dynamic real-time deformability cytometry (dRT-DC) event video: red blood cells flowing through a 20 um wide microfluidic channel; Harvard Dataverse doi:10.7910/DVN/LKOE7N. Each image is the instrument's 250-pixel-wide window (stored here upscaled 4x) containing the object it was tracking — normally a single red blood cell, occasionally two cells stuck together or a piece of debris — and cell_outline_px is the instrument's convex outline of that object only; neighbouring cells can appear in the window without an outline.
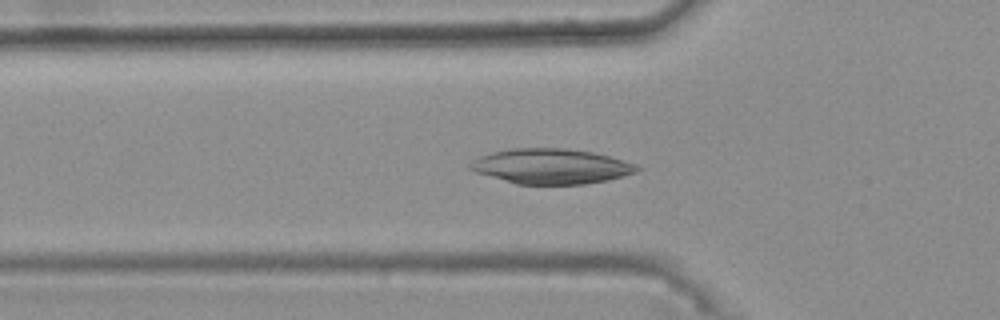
{"species": "common noctule bat (a hibernating species)", "species_latin": "Nyctalus noctula", "temperature_condition": "warm", "stored_images_in_passage": 45, "camera_frame_rate_fps": 3000, "um_per_image_px": 0.085, "animal": {"sex": "female", "body_mass_g": 25.1}, "frame": {"image": 1, "passage_image": 17, "time_ms": 5.333, "image_size_px": [1000, 320], "cell_outline_px": [[644, 168], [636, 172], [624, 176], [608, 180], [584, 184], [516, 184], [476, 172], [468, 168], [468, 164], [472, 160], [480, 156], [492, 152], [512, 148], [564, 148], [592, 152], [608, 156], [636, 164]], "centroid_in_image_um": [46.85, 14.14], "position_along_channel_um": 79.0, "area_um2": 34.16}}
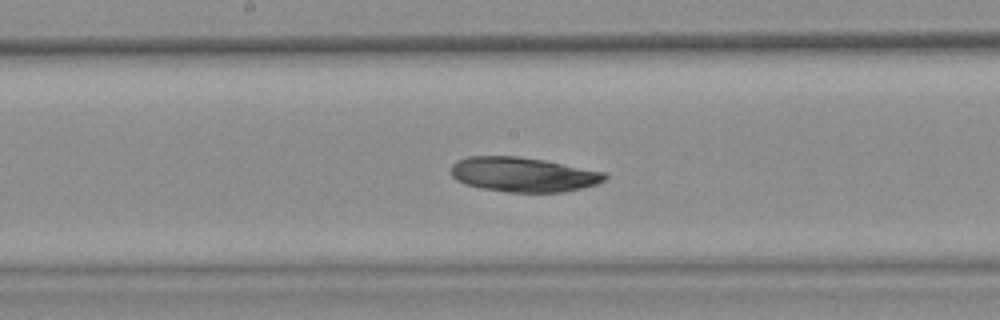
{"frame": {"image": 2, "passage_image": 27, "time_ms": 8.667, "image_size_px": [1000, 320], "cell_outline_px": [[608, 176], [604, 180], [596, 184], [564, 192], [508, 192], [480, 188], [464, 184], [456, 180], [452, 176], [452, 164], [456, 160], [468, 156], [520, 156], [544, 160], [604, 172]], "centroid_in_image_um": [44.43, 14.83], "position_along_channel_um": 203.8, "area_um2": 31.04}}
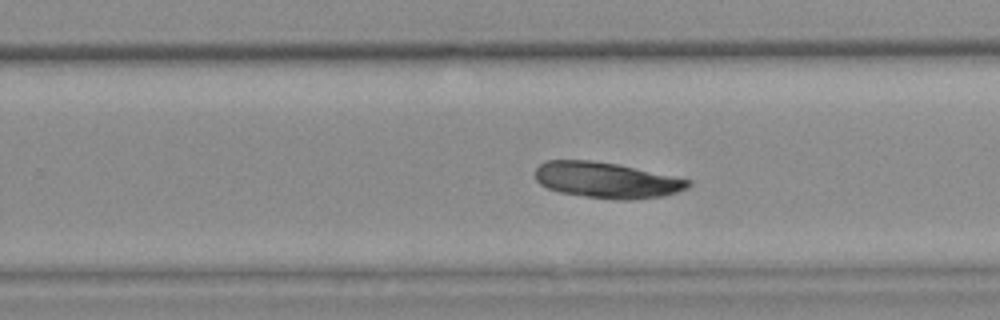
{"frame": {"image": 3, "passage_image": 33, "time_ms": 10.667, "image_size_px": [1000, 320], "cell_outline_px": [[692, 184], [688, 188], [664, 196], [632, 200], [616, 200], [584, 196], [560, 192], [548, 188], [540, 184], [536, 180], [536, 168], [544, 160], [588, 160], [616, 164], [692, 180]], "centroid_in_image_um": [51.57, 15.32], "position_along_channel_um": 278.2, "area_um2": 31.91}}